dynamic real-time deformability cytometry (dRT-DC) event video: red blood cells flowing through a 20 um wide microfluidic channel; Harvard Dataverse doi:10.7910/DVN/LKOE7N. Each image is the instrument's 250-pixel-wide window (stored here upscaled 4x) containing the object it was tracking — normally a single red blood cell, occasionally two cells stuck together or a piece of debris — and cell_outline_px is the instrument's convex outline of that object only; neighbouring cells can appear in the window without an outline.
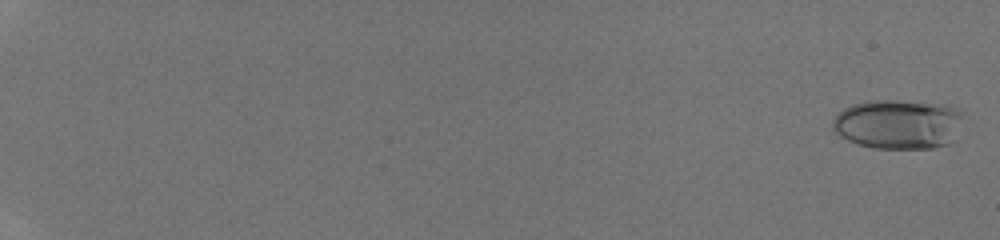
{"species": "human", "species_latin": "Homo sapiens", "temperature_condition": "room temperature", "stored_images_in_passage": 48, "camera_frame_rate_fps": 3000, "um_per_image_px": 0.085, "donor": {"sex": "male"}, "frame": {"image": 1, "passage_image": 1, "time_ms": 0.0, "image_size_px": [1000, 240], "cell_outline_px": [[960, 116], [956, 140], [948, 144], [936, 148], [876, 148], [860, 144], [848, 140], [840, 136], [832, 128], [832, 120], [844, 108], [852, 104], [868, 100], [896, 100], [948, 104], [960, 108]], "centroid_in_image_um": [76.37, 10.54], "position_along_channel_um": 8.6, "area_um2": 37.97}}
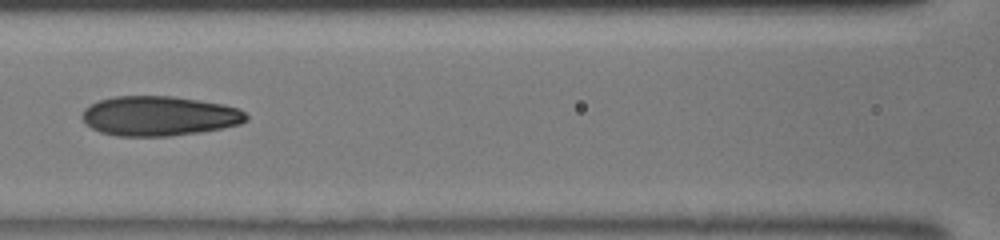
{"frame": {"image": 2, "passage_image": 26, "time_ms": 8.333, "image_size_px": [1000, 240], "cell_outline_px": [[248, 120], [240, 124], [200, 132], [172, 136], [116, 136], [100, 132], [92, 128], [80, 116], [84, 108], [100, 100], [112, 96], [172, 96], [224, 104], [240, 108], [248, 116]], "centroid_in_image_um": [13.54, 9.86], "position_along_channel_um": 153.1, "area_um2": 38.09}}
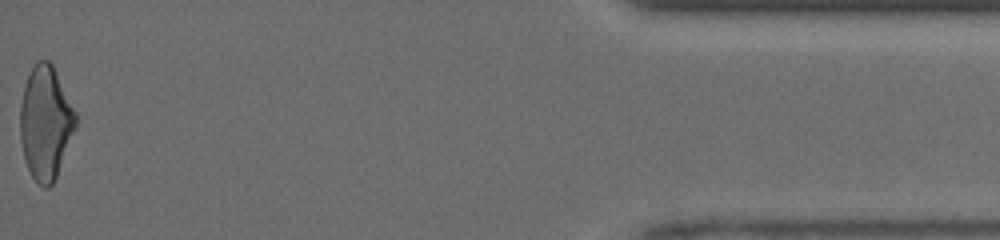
{"frame": {"image": 3, "passage_image": 48, "time_ms": 15.667, "image_size_px": [1000, 240], "cell_outline_px": [[76, 128], [56, 176], [52, 184], [48, 188], [44, 188], [32, 176], [24, 160], [20, 140], [20, 104], [24, 84], [28, 72], [36, 60], [48, 60], [52, 64], [76, 112]], "centroid_in_image_um": [3.85, 10.4], "position_along_channel_um": 431.3, "area_um2": 36.76}}